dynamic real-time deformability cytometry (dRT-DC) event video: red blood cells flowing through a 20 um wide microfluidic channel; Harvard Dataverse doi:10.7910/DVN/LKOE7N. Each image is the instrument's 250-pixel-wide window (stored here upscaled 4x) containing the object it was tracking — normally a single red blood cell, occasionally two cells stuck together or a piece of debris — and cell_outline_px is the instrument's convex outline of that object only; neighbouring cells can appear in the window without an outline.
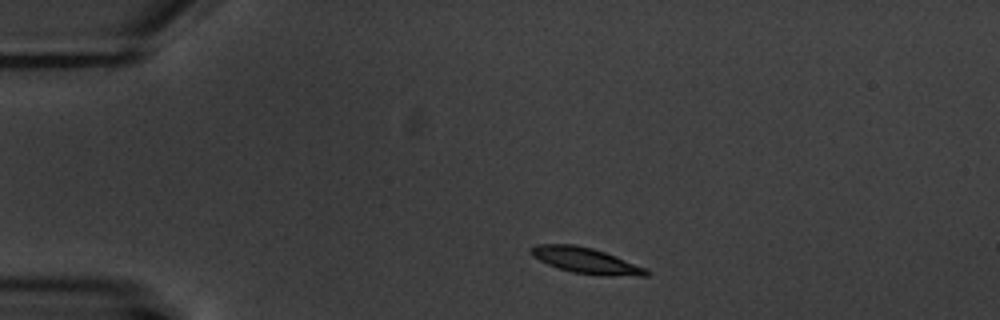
{"species": "common noctule bat (a hibernating species)", "species_latin": "Nyctalus noctula", "temperature_condition": "warm", "stored_images_in_passage": 7, "camera_frame_rate_fps": 3000, "um_per_image_px": 0.085, "animal": {"sex": "male", "body_mass_g": 20.1, "forearm_length_mm": 53.5}, "frame": {"image": 1, "passage_image": 1, "time_ms": 0.0, "image_size_px": [1000, 320], "cell_outline_px": [[652, 272], [648, 276], [600, 276], [572, 272], [548, 264], [532, 256], [528, 252], [536, 244], [572, 244], [592, 248], [616, 256], [648, 268]], "centroid_in_image_um": [49.87, 22.16], "position_along_channel_um": 35.1, "area_um2": 17.51}}
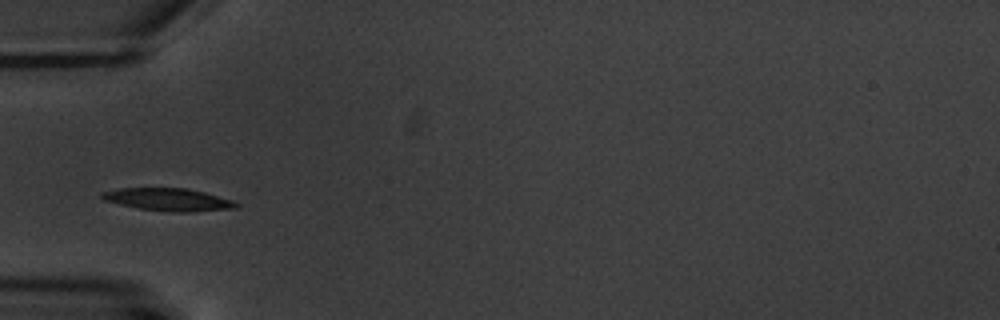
{"frame": {"image": 2, "passage_image": 3, "time_ms": 2.333, "image_size_px": [1000, 320], "cell_outline_px": [[240, 204], [236, 208], [192, 212], [172, 212], [140, 208], [120, 204], [104, 200], [100, 196], [100, 192], [120, 188], [188, 188], [236, 200]], "centroid_in_image_um": [14.36, 16.96], "position_along_channel_um": 70.6, "area_um2": 17.8}}
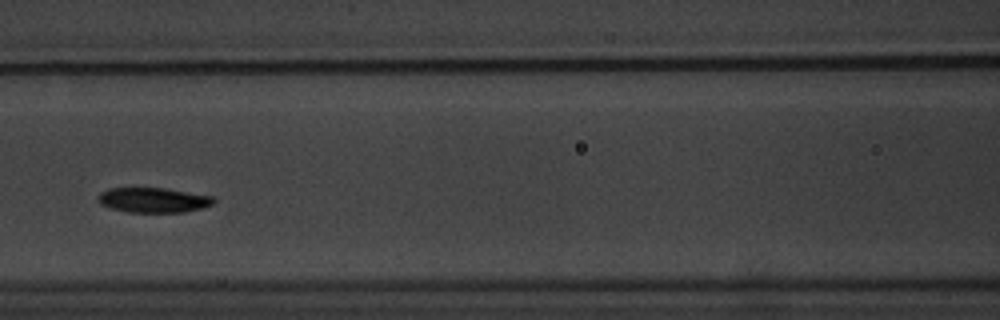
{"frame": {"image": 3, "passage_image": 5, "time_ms": 4.667, "image_size_px": [1000, 320], "cell_outline_px": [[216, 200], [212, 204], [204, 208], [184, 212], [128, 212], [108, 208], [100, 204], [96, 200], [96, 196], [100, 192], [108, 188], [168, 188], [216, 196]], "centroid_in_image_um": [13.04, 17.0], "position_along_channel_um": 153.6, "area_um2": 17.28}}